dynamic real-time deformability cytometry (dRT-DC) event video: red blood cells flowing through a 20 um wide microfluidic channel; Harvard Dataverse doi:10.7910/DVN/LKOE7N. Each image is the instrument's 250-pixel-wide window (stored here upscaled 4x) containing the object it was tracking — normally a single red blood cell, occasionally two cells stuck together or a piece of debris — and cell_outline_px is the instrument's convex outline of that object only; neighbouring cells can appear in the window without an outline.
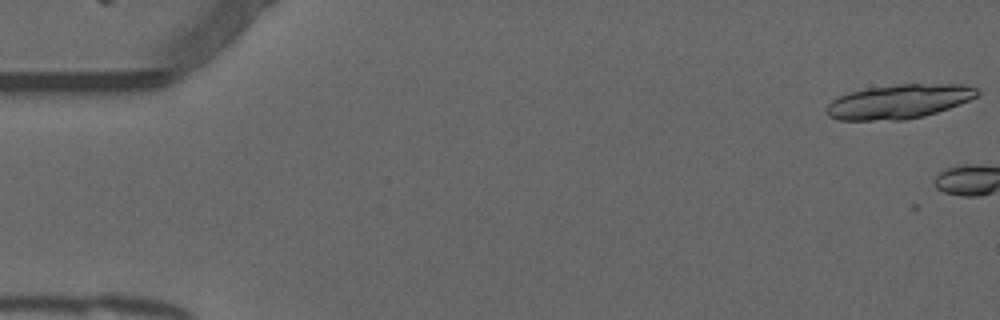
{"species": "common noctule bat (a hibernating species)", "species_latin": "Nyctalus noctula", "temperature_condition": "warm", "stored_images_in_passage": 4, "camera_frame_rate_fps": 3000, "um_per_image_px": 0.085, "animal": {"sex": "male", "forearm_length_mm": 52.5}, "frame": {"image": 1, "passage_image": 1, "time_ms": 0.0, "image_size_px": [1000, 320], "cell_outline_px": [[980, 92], [976, 96], [960, 104], [924, 116], [904, 120], [840, 120], [828, 116], [824, 112], [824, 108], [832, 100], [848, 92], [868, 88], [900, 84], [964, 84], [976, 88]], "centroid_in_image_um": [76.37, 8.63], "position_along_channel_um": 8.6, "area_um2": 30.06}}